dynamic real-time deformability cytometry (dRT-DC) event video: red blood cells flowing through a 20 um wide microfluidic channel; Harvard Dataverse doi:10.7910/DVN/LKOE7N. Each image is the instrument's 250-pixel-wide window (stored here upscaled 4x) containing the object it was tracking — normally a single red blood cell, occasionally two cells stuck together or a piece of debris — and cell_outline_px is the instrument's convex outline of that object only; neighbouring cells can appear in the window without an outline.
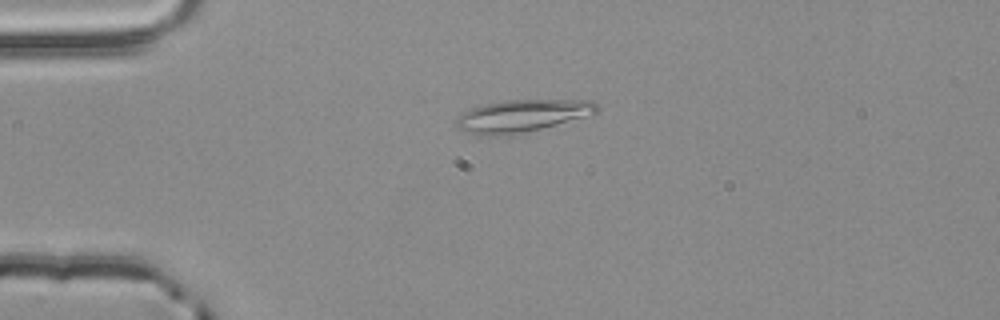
{"species": "common noctule bat (a hibernating species)", "species_latin": "Nyctalus noctula", "temperature_condition": "room temperature", "stored_images_in_passage": 4, "camera_frame_rate_fps": 3000, "um_per_image_px": 0.085, "animal": {"sex": "male", "body_mass_g": 20.4}, "frame": {"image": 1, "passage_image": 3, "time_ms": 0.667, "image_size_px": [1000, 320], "cell_outline_px": [[600, 112], [512, 136], [480, 136], [468, 132], [460, 128], [456, 124], [456, 120], [460, 112], [484, 104], [504, 100], [592, 100], [600, 108]], "centroid_in_image_um": [44.35, 9.85], "position_along_channel_um": 40.6, "area_um2": 26.65}}